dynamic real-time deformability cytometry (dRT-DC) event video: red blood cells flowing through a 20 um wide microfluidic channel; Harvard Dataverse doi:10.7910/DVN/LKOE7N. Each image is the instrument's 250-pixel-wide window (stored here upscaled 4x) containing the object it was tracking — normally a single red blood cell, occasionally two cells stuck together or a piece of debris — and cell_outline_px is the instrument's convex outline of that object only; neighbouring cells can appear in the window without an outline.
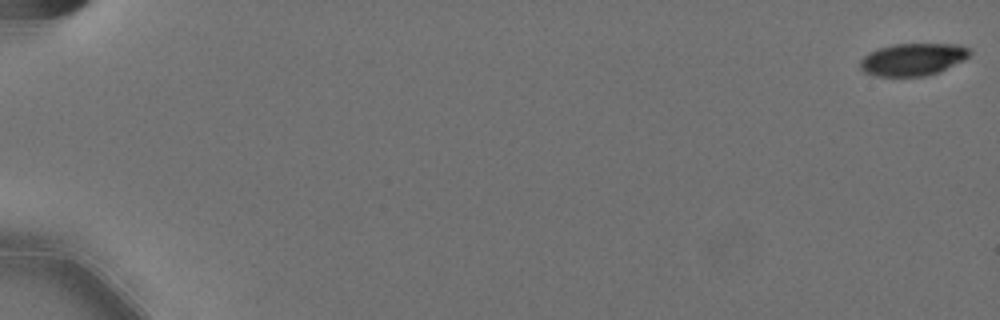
{"species": "Egyptian fruit bat (a non-hibernating species)", "species_latin": "Rousettus aegyptiacus", "temperature_condition": "cold", "stored_images_in_passage": 59, "camera_frame_rate_fps": 3000, "um_per_image_px": 0.085, "animal": {"sex": "female"}, "frame": {"image": 1, "passage_image": 1, "time_ms": 0.0, "image_size_px": [1000, 320], "cell_outline_px": [[972, 52], [964, 60], [940, 72], [924, 76], [876, 76], [864, 72], [860, 68], [860, 60], [868, 52], [892, 44], [960, 44], [968, 48]], "centroid_in_image_um": [77.6, 5.05], "position_along_channel_um": 7.4, "area_um2": 20.75}}
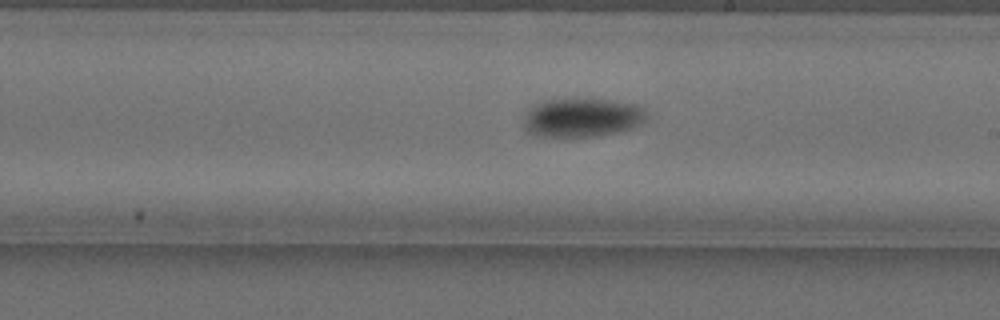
{"frame": {"image": 2, "passage_image": 36, "time_ms": 11.667, "image_size_px": [1000, 320], "cell_outline_px": [[648, 116], [640, 124], [632, 128], [616, 132], [596, 136], [532, 136], [524, 128], [524, 116], [536, 104], [552, 100], [612, 100], [632, 104], [644, 108], [648, 112]], "centroid_in_image_um": [49.5, 10.02], "position_along_channel_um": 239.5, "area_um2": 27.34}}
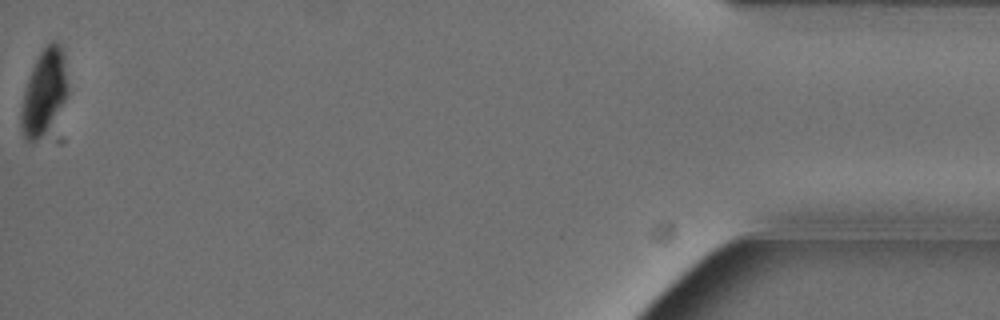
{"frame": {"image": 3, "passage_image": 59, "time_ms": 19.333, "image_size_px": [1000, 320], "cell_outline_px": [[68, 92], [64, 100], [48, 128], [36, 140], [24, 140], [20, 128], [20, 112], [24, 88], [32, 68], [40, 52], [52, 40], [56, 40], [64, 48], [68, 88]], "centroid_in_image_um": [3.73, 7.78], "position_along_channel_um": 431.5, "area_um2": 23.06}, "authors_computed_cell_mechanics": {"area_um2": 24.9118, "velocity_mm_per_s": 3.5837, "shape_relaxation_time_tau1_ms": 3.1194, "shape_relaxation_time_tau2_ms": null, "deformation_change_tau1": 0.1164, "deformation_change_tau2": null}}